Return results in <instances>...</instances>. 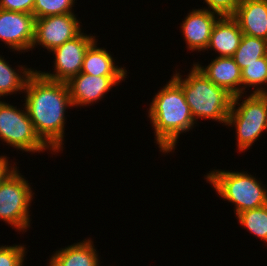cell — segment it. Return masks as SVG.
Instances as JSON below:
<instances>
[{
	"mask_svg": "<svg viewBox=\"0 0 267 266\" xmlns=\"http://www.w3.org/2000/svg\"><path fill=\"white\" fill-rule=\"evenodd\" d=\"M24 96L37 135L55 154L63 151L65 114L73 108L66 82L48 80L36 70L26 82Z\"/></svg>",
	"mask_w": 267,
	"mask_h": 266,
	"instance_id": "cell-1",
	"label": "cell"
},
{
	"mask_svg": "<svg viewBox=\"0 0 267 266\" xmlns=\"http://www.w3.org/2000/svg\"><path fill=\"white\" fill-rule=\"evenodd\" d=\"M150 102L148 117L156 146L163 154L175 152L179 137L197 125L186 102L182 87L171 77ZM195 126V127H194Z\"/></svg>",
	"mask_w": 267,
	"mask_h": 266,
	"instance_id": "cell-2",
	"label": "cell"
},
{
	"mask_svg": "<svg viewBox=\"0 0 267 266\" xmlns=\"http://www.w3.org/2000/svg\"><path fill=\"white\" fill-rule=\"evenodd\" d=\"M190 70L186 76L175 69L171 77L182 87L196 124L198 119H208L226 126L233 96L211 82L194 64Z\"/></svg>",
	"mask_w": 267,
	"mask_h": 266,
	"instance_id": "cell-3",
	"label": "cell"
},
{
	"mask_svg": "<svg viewBox=\"0 0 267 266\" xmlns=\"http://www.w3.org/2000/svg\"><path fill=\"white\" fill-rule=\"evenodd\" d=\"M249 173V174H248ZM213 169L204 175L217 195L234 205V214L267 204V187L248 172ZM256 177V178H255Z\"/></svg>",
	"mask_w": 267,
	"mask_h": 266,
	"instance_id": "cell-4",
	"label": "cell"
},
{
	"mask_svg": "<svg viewBox=\"0 0 267 266\" xmlns=\"http://www.w3.org/2000/svg\"><path fill=\"white\" fill-rule=\"evenodd\" d=\"M245 95L233 97L226 123L236 129V147L240 154L252 148L267 130V93Z\"/></svg>",
	"mask_w": 267,
	"mask_h": 266,
	"instance_id": "cell-5",
	"label": "cell"
},
{
	"mask_svg": "<svg viewBox=\"0 0 267 266\" xmlns=\"http://www.w3.org/2000/svg\"><path fill=\"white\" fill-rule=\"evenodd\" d=\"M16 167L0 185V220L15 231L27 232L31 227L30 208L34 192Z\"/></svg>",
	"mask_w": 267,
	"mask_h": 266,
	"instance_id": "cell-6",
	"label": "cell"
},
{
	"mask_svg": "<svg viewBox=\"0 0 267 266\" xmlns=\"http://www.w3.org/2000/svg\"><path fill=\"white\" fill-rule=\"evenodd\" d=\"M24 108H17L0 99V139L17 151L55 154L37 135L33 123Z\"/></svg>",
	"mask_w": 267,
	"mask_h": 266,
	"instance_id": "cell-7",
	"label": "cell"
},
{
	"mask_svg": "<svg viewBox=\"0 0 267 266\" xmlns=\"http://www.w3.org/2000/svg\"><path fill=\"white\" fill-rule=\"evenodd\" d=\"M87 35L82 31L78 36L54 48L50 53L55 58L54 72L44 70L38 72L46 79L67 82L81 72L84 56L89 46L96 40V36Z\"/></svg>",
	"mask_w": 267,
	"mask_h": 266,
	"instance_id": "cell-8",
	"label": "cell"
},
{
	"mask_svg": "<svg viewBox=\"0 0 267 266\" xmlns=\"http://www.w3.org/2000/svg\"><path fill=\"white\" fill-rule=\"evenodd\" d=\"M77 16L74 13H67L35 19V38L31 51L39 45L51 52L78 36L83 28Z\"/></svg>",
	"mask_w": 267,
	"mask_h": 266,
	"instance_id": "cell-9",
	"label": "cell"
},
{
	"mask_svg": "<svg viewBox=\"0 0 267 266\" xmlns=\"http://www.w3.org/2000/svg\"><path fill=\"white\" fill-rule=\"evenodd\" d=\"M35 38V16L0 9V41L12 52H30Z\"/></svg>",
	"mask_w": 267,
	"mask_h": 266,
	"instance_id": "cell-10",
	"label": "cell"
},
{
	"mask_svg": "<svg viewBox=\"0 0 267 266\" xmlns=\"http://www.w3.org/2000/svg\"><path fill=\"white\" fill-rule=\"evenodd\" d=\"M125 79L126 76H94L80 72L66 84L73 107L84 108L103 100L113 87L120 85Z\"/></svg>",
	"mask_w": 267,
	"mask_h": 266,
	"instance_id": "cell-11",
	"label": "cell"
},
{
	"mask_svg": "<svg viewBox=\"0 0 267 266\" xmlns=\"http://www.w3.org/2000/svg\"><path fill=\"white\" fill-rule=\"evenodd\" d=\"M220 17V15L201 7L187 13L180 30L189 51H206L213 27Z\"/></svg>",
	"mask_w": 267,
	"mask_h": 266,
	"instance_id": "cell-12",
	"label": "cell"
},
{
	"mask_svg": "<svg viewBox=\"0 0 267 266\" xmlns=\"http://www.w3.org/2000/svg\"><path fill=\"white\" fill-rule=\"evenodd\" d=\"M213 60V61H212ZM209 65H194L215 85L224 88L233 97L242 94L241 69L232 57H215Z\"/></svg>",
	"mask_w": 267,
	"mask_h": 266,
	"instance_id": "cell-13",
	"label": "cell"
},
{
	"mask_svg": "<svg viewBox=\"0 0 267 266\" xmlns=\"http://www.w3.org/2000/svg\"><path fill=\"white\" fill-rule=\"evenodd\" d=\"M232 17L243 34L267 40V0H241Z\"/></svg>",
	"mask_w": 267,
	"mask_h": 266,
	"instance_id": "cell-14",
	"label": "cell"
},
{
	"mask_svg": "<svg viewBox=\"0 0 267 266\" xmlns=\"http://www.w3.org/2000/svg\"><path fill=\"white\" fill-rule=\"evenodd\" d=\"M243 32L232 16L220 17L212 30L208 50L215 51L217 57H232L239 47Z\"/></svg>",
	"mask_w": 267,
	"mask_h": 266,
	"instance_id": "cell-15",
	"label": "cell"
},
{
	"mask_svg": "<svg viewBox=\"0 0 267 266\" xmlns=\"http://www.w3.org/2000/svg\"><path fill=\"white\" fill-rule=\"evenodd\" d=\"M93 242V239L85 238L59 248L49 257L47 266H100V257Z\"/></svg>",
	"mask_w": 267,
	"mask_h": 266,
	"instance_id": "cell-16",
	"label": "cell"
},
{
	"mask_svg": "<svg viewBox=\"0 0 267 266\" xmlns=\"http://www.w3.org/2000/svg\"><path fill=\"white\" fill-rule=\"evenodd\" d=\"M96 39L85 53L81 72L94 76H127L126 67L116 65V59Z\"/></svg>",
	"mask_w": 267,
	"mask_h": 266,
	"instance_id": "cell-17",
	"label": "cell"
},
{
	"mask_svg": "<svg viewBox=\"0 0 267 266\" xmlns=\"http://www.w3.org/2000/svg\"><path fill=\"white\" fill-rule=\"evenodd\" d=\"M0 55V98L9 95L24 93L25 85L28 78L36 71L34 68H29L26 65H18L17 68H12L6 59ZM17 69V70H16ZM6 95V96H5ZM2 96V97H1Z\"/></svg>",
	"mask_w": 267,
	"mask_h": 266,
	"instance_id": "cell-18",
	"label": "cell"
},
{
	"mask_svg": "<svg viewBox=\"0 0 267 266\" xmlns=\"http://www.w3.org/2000/svg\"><path fill=\"white\" fill-rule=\"evenodd\" d=\"M267 55V40L243 34L239 47L232 56L240 69Z\"/></svg>",
	"mask_w": 267,
	"mask_h": 266,
	"instance_id": "cell-19",
	"label": "cell"
},
{
	"mask_svg": "<svg viewBox=\"0 0 267 266\" xmlns=\"http://www.w3.org/2000/svg\"><path fill=\"white\" fill-rule=\"evenodd\" d=\"M242 77V94H246L247 90L253 88L251 93L266 94L267 93V55L259 58L257 62L249 64L241 70Z\"/></svg>",
	"mask_w": 267,
	"mask_h": 266,
	"instance_id": "cell-20",
	"label": "cell"
},
{
	"mask_svg": "<svg viewBox=\"0 0 267 266\" xmlns=\"http://www.w3.org/2000/svg\"><path fill=\"white\" fill-rule=\"evenodd\" d=\"M235 217L250 234L267 243V204L256 209L242 211Z\"/></svg>",
	"mask_w": 267,
	"mask_h": 266,
	"instance_id": "cell-21",
	"label": "cell"
},
{
	"mask_svg": "<svg viewBox=\"0 0 267 266\" xmlns=\"http://www.w3.org/2000/svg\"><path fill=\"white\" fill-rule=\"evenodd\" d=\"M75 0H35L33 15L35 19L51 15L74 13Z\"/></svg>",
	"mask_w": 267,
	"mask_h": 266,
	"instance_id": "cell-22",
	"label": "cell"
},
{
	"mask_svg": "<svg viewBox=\"0 0 267 266\" xmlns=\"http://www.w3.org/2000/svg\"><path fill=\"white\" fill-rule=\"evenodd\" d=\"M26 245H0V266H24Z\"/></svg>",
	"mask_w": 267,
	"mask_h": 266,
	"instance_id": "cell-23",
	"label": "cell"
},
{
	"mask_svg": "<svg viewBox=\"0 0 267 266\" xmlns=\"http://www.w3.org/2000/svg\"><path fill=\"white\" fill-rule=\"evenodd\" d=\"M203 3L207 5L202 7L203 9H207L222 17L233 16L241 0H204Z\"/></svg>",
	"mask_w": 267,
	"mask_h": 266,
	"instance_id": "cell-24",
	"label": "cell"
},
{
	"mask_svg": "<svg viewBox=\"0 0 267 266\" xmlns=\"http://www.w3.org/2000/svg\"><path fill=\"white\" fill-rule=\"evenodd\" d=\"M35 0H0V9L33 14Z\"/></svg>",
	"mask_w": 267,
	"mask_h": 266,
	"instance_id": "cell-25",
	"label": "cell"
},
{
	"mask_svg": "<svg viewBox=\"0 0 267 266\" xmlns=\"http://www.w3.org/2000/svg\"><path fill=\"white\" fill-rule=\"evenodd\" d=\"M6 155H0V185L6 179V177L17 167L16 163L12 164V160ZM11 162V163H10Z\"/></svg>",
	"mask_w": 267,
	"mask_h": 266,
	"instance_id": "cell-26",
	"label": "cell"
}]
</instances>
